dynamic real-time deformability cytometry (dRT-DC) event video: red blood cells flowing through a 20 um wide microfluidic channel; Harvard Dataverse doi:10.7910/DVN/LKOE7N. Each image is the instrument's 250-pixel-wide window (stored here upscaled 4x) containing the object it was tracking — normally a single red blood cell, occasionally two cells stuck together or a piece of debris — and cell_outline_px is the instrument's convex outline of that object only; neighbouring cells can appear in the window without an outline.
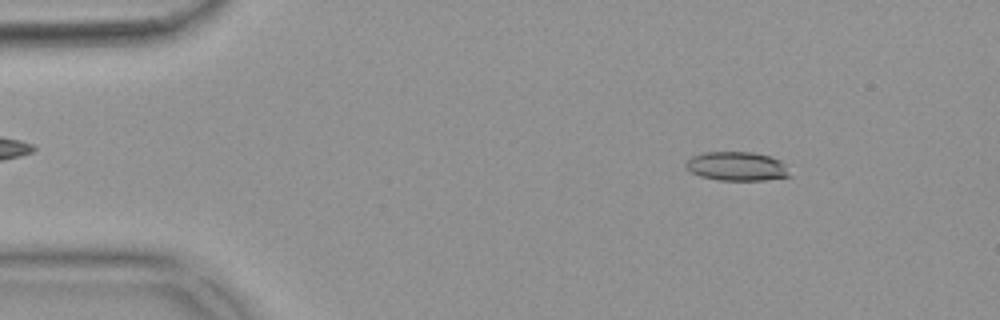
{"species": "common noctule bat (a hibernating species)", "species_latin": "Nyctalus noctula", "temperature_condition": "warm", "stored_images_in_passage": 52, "camera_frame_rate_fps": 3000, "um_per_image_px": 0.085, "animal": {"sex": "female", "body_mass_g": 18.4}, "frame": {"image": 1, "passage_image": 7, "time_ms": 2.0, "image_size_px": [1000, 320], "cell_outline_px": [[788, 176], [760, 180], [724, 180], [704, 176], [692, 172], [688, 168], [688, 164], [696, 156], [712, 152], [744, 152], [768, 156], [776, 160]], "centroid_in_image_um": [62.59, 14.14], "position_along_channel_um": 22.4, "area_um2": 15.95}}
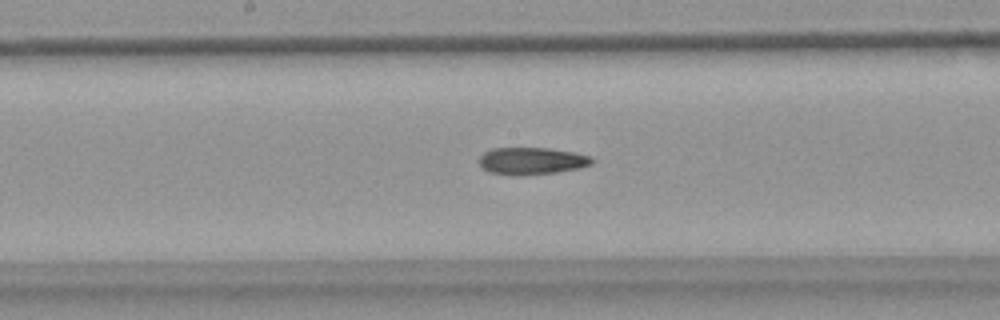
{"frame": {"image": 2, "passage_image": 27, "time_ms": 8.667, "image_size_px": [1000, 320], "cell_outline_px": [[592, 160], [588, 164], [576, 168], [552, 172], [492, 172], [484, 168], [480, 164], [480, 156], [484, 152], [496, 148], [540, 148], [568, 152], [588, 156]], "centroid_in_image_um": [45.13, 13.62], "position_along_channel_um": 203.1, "area_um2": 16.07}}
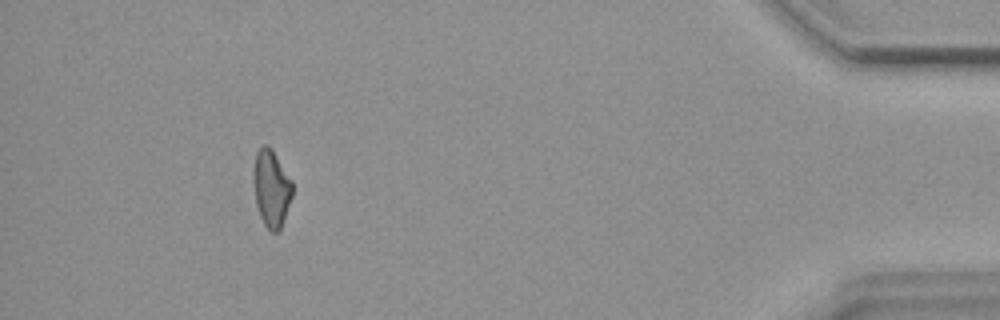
{"frame": {"image": 3, "passage_image": 48, "time_ms": 15.667, "image_size_px": [1000, 320], "cell_outline_px": [[292, 196], [280, 228], [276, 232], [272, 232], [264, 224], [260, 216], [256, 200], [256, 152], [264, 144], [272, 152], [292, 180]], "centroid_in_image_um": [23.11, 16.07], "position_along_channel_um": 412.1, "area_um2": 16.18}}